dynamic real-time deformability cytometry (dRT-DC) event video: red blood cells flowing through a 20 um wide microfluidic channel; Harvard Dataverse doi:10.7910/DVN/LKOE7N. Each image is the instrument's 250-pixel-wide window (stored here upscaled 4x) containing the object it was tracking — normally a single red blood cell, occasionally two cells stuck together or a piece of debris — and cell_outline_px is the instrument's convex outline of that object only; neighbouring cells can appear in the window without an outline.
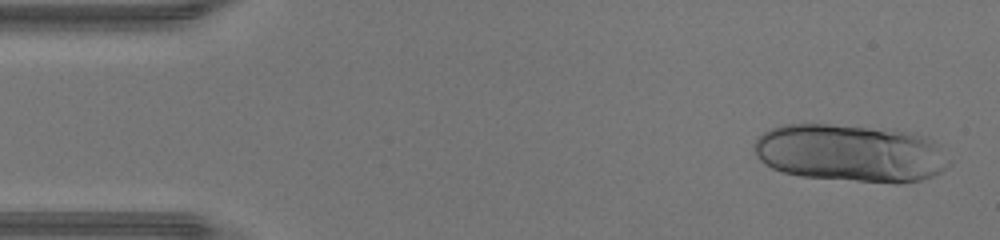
{"species": "human", "species_latin": "Homo sapiens", "temperature_condition": "warm", "stored_images_in_passage": 44, "segment_of_instrument_passage": [1, 2], "camera_frame_rate_fps": 3000, "um_per_image_px": 0.085, "donor": {"sex": "male"}, "frame": {"image": 1, "passage_image": 2, "time_ms": 0.333, "image_size_px": [1000, 240], "cell_outline_px": [[952, 164], [940, 172], [932, 176], [920, 180], [896, 184], [800, 176], [784, 172], [772, 168], [764, 164], [756, 156], [752, 144], [764, 132], [772, 128], [784, 124], [828, 124], [868, 128], [900, 132], [924, 136], [932, 140], [952, 160]], "centroid_in_image_um": [72.27, 13.04], "position_along_channel_um": 12.7, "area_um2": 65.31}}